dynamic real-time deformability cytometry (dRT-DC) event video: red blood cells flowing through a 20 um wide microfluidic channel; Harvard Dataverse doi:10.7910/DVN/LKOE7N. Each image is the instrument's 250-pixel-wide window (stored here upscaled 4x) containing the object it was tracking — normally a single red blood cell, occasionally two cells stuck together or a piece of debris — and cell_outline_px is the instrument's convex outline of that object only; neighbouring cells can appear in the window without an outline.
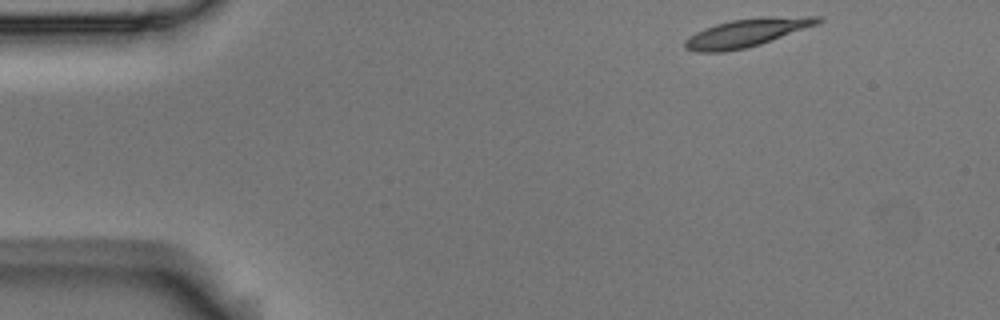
{"species": "Egyptian fruit bat (a non-hibernating species)", "species_latin": "Rousettus aegyptiacus", "temperature_condition": "room temperature", "stored_images_in_passage": 50, "camera_frame_rate_fps": 3000, "um_per_image_px": 0.085, "animal": {"sex": "male"}, "frame": {"image": 1, "passage_image": 1, "time_ms": 0.0, "image_size_px": [1000, 320], "cell_outline_px": [[824, 20], [816, 24], [760, 44], [744, 48], [724, 52], [696, 52], [684, 48], [684, 40], [688, 36], [704, 28], [716, 24], [732, 20], [760, 16], [820, 16]], "centroid_in_image_um": [63.42, 2.77], "position_along_channel_um": 21.6, "area_um2": 21.73}}
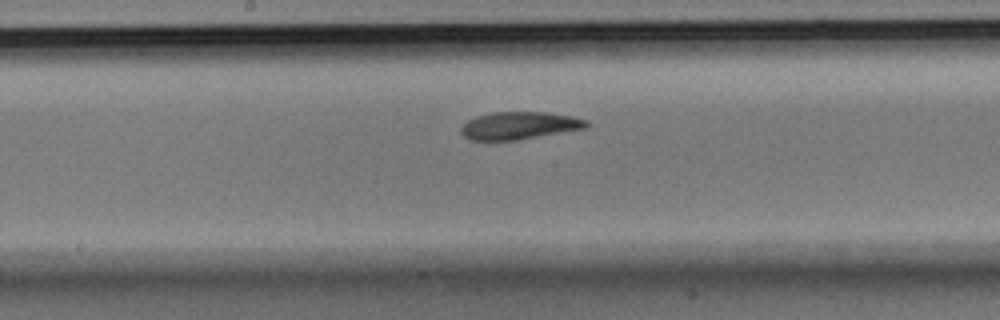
{"frame": {"image": 2, "passage_image": 23, "time_ms": 7.333, "image_size_px": [1000, 320], "cell_outline_px": [[588, 128], [516, 140], [472, 140], [464, 136], [460, 132], [460, 128], [468, 120], [476, 116], [492, 112], [544, 112], [572, 116], [588, 120]], "centroid_in_image_um": [44.15, 10.67], "position_along_channel_um": 204.1, "area_um2": 20.11}}
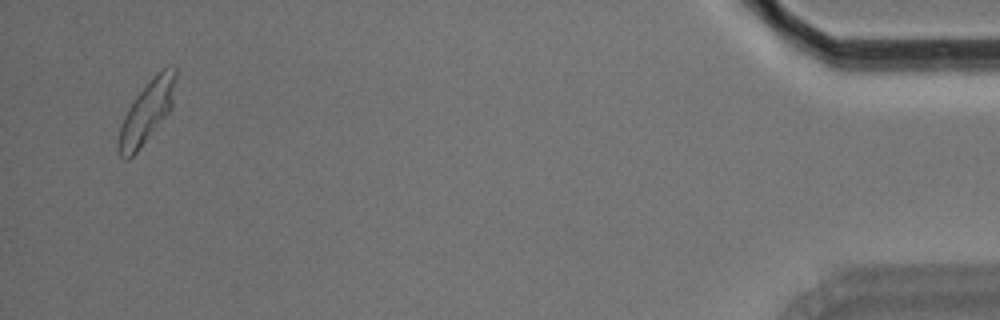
{"frame": {"image": 3, "passage_image": 48, "time_ms": 15.667, "image_size_px": [1000, 320], "cell_outline_px": [[176, 76], [172, 108], [136, 152], [128, 160], [124, 160], [120, 156], [116, 148], [116, 144], [120, 124], [128, 108], [136, 96], [156, 72], [164, 68], [176, 64]], "centroid_in_image_um": [12.45, 9.51], "position_along_channel_um": 422.7, "area_um2": 20.69}, "authors_computed_cell_mechanics": {"area_um2": 20.519, "velocity_mm_per_s": 3.5974, "shape_relaxation_time_tau1_ms": 4.8856, "shape_relaxation_time_tau2_ms": 3.1723, "deformation_change_tau1": 0.1665, "deformation_change_tau2": 0.0857}}